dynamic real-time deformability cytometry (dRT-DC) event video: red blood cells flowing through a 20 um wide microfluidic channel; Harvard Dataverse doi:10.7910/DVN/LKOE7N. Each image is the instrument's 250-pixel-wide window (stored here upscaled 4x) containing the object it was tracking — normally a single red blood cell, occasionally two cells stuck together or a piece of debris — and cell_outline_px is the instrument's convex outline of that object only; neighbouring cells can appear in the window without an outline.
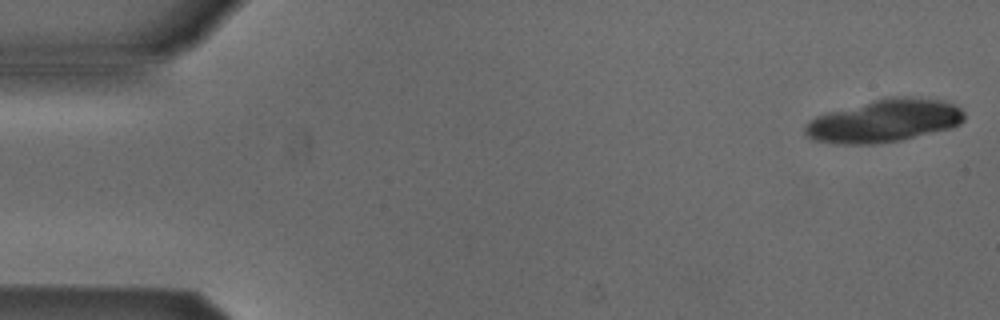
{"species": "Egyptian fruit bat (a non-hibernating species)", "species_latin": "Rousettus aegyptiacus", "temperature_condition": "cold", "stored_images_in_passage": 7, "camera_frame_rate_fps": 3000, "um_per_image_px": 0.085, "animal": {"sex": "male"}, "frame": {"image": 1, "passage_image": 1, "time_ms": 0.0, "image_size_px": [1000, 320], "cell_outline_px": [[964, 120], [960, 124], [952, 128], [900, 140], [872, 144], [836, 144], [812, 140], [804, 132], [804, 128], [808, 120], [824, 112], [892, 96], [912, 96], [944, 100], [956, 104], [964, 112]], "centroid_in_image_um": [75.16, 10.26], "position_along_channel_um": 9.8, "area_um2": 40.11}}